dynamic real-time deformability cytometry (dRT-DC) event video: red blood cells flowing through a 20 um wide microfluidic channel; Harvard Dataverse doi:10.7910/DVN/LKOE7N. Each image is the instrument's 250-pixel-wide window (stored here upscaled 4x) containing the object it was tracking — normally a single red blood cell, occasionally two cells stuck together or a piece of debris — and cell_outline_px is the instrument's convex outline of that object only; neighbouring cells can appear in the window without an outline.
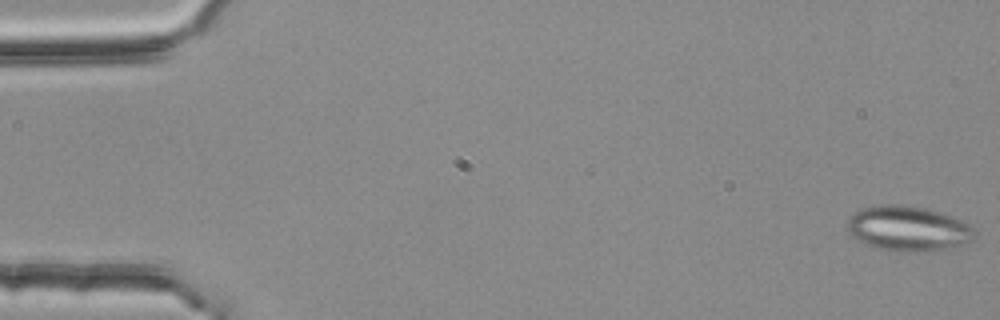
{"species": "common noctule bat (a hibernating species)", "species_latin": "Nyctalus noctula", "temperature_condition": "room temperature", "stored_images_in_passage": 4, "camera_frame_rate_fps": 3000, "um_per_image_px": 0.085, "animal": {"sex": "female", "body_mass_g": 25.1}, "frame": {"image": 1, "passage_image": 1, "time_ms": 0.0, "image_size_px": [1000, 320], "cell_outline_px": [[976, 236], [952, 248], [932, 252], [916, 252], [880, 248], [864, 244], [856, 240], [848, 232], [848, 220], [860, 208], [880, 204], [904, 204], [924, 208], [940, 212], [972, 224], [976, 228]], "centroid_in_image_um": [77.22, 19.42], "position_along_channel_um": 7.8, "area_um2": 33.64}}